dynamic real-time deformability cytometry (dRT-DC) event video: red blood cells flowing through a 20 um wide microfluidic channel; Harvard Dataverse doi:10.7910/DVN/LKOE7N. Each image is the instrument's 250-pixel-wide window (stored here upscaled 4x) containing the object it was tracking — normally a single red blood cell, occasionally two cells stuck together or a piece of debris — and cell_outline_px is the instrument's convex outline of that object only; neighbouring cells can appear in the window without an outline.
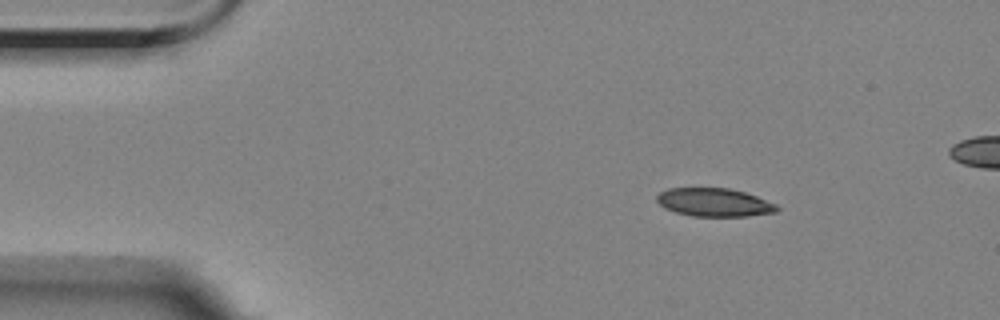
{"species": "Egyptian fruit bat (a non-hibernating species)", "species_latin": "Rousettus aegyptiacus", "temperature_condition": "room temperature", "stored_images_in_passage": 5, "camera_frame_rate_fps": 3000, "um_per_image_px": 0.085, "animal": {"sex": "female"}, "frame": {"image": 1, "passage_image": 1, "time_ms": 0.0, "image_size_px": [1000, 320], "cell_outline_px": [[780, 208], [776, 212], [748, 216], [692, 216], [676, 212], [664, 208], [656, 200], [656, 196], [660, 192], [668, 188], [728, 188], [744, 192], [756, 196], [776, 204]], "centroid_in_image_um": [60.7, 17.2], "position_along_channel_um": 24.3, "area_um2": 19.77}}